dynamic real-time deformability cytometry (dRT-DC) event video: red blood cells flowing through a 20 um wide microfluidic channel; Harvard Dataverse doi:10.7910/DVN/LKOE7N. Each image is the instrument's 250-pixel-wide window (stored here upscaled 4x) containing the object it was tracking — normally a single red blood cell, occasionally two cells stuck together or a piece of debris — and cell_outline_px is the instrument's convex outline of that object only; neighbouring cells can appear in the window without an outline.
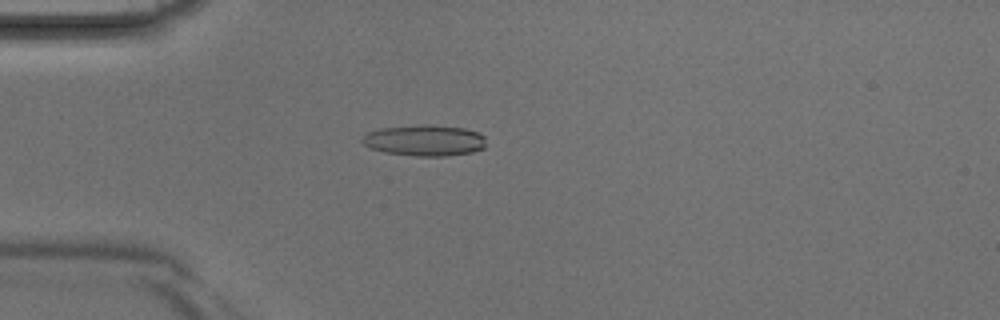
{"species": "Egyptian fruit bat (a non-hibernating species)", "species_latin": "Rousettus aegyptiacus", "temperature_condition": "room temperature", "stored_images_in_passage": 4, "camera_frame_rate_fps": 3000, "um_per_image_px": 0.085, "animal": {"sex": "male"}, "frame": {"image": 1, "passage_image": 4, "time_ms": 1.0, "image_size_px": [1000, 320], "cell_outline_px": [[484, 148], [472, 152], [448, 156], [416, 156], [384, 152], [372, 148], [364, 144], [360, 140], [368, 132], [380, 128], [424, 124], [432, 124], [464, 128], [476, 132], [484, 136]], "centroid_in_image_um": [36.09, 11.93], "position_along_channel_um": 48.9, "area_um2": 22.43}}